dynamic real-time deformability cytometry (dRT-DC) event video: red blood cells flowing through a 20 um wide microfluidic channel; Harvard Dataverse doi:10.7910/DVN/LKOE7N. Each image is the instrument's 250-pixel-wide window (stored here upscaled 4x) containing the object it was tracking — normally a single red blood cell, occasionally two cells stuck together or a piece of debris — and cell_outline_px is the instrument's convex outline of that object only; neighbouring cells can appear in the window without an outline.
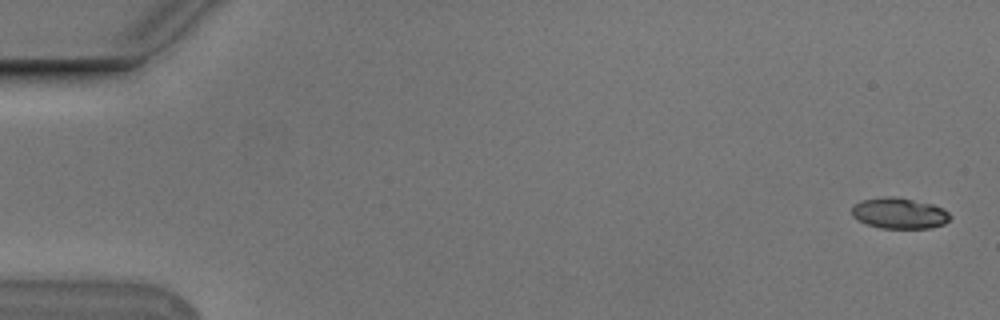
{"species": "Egyptian fruit bat (a non-hibernating species)", "species_latin": "Rousettus aegyptiacus", "temperature_condition": "cold", "stored_images_in_passage": 55, "camera_frame_rate_fps": 3000, "um_per_image_px": 0.085, "animal": {"sex": "male"}, "frame": {"image": 1, "passage_image": 2, "time_ms": 0.333, "image_size_px": [1000, 320], "cell_outline_px": [[952, 216], [944, 224], [928, 228], [880, 228], [868, 224], [852, 216], [852, 204], [860, 200], [884, 196], [896, 196], [932, 204], [944, 208]], "centroid_in_image_um": [76.43, 18.11], "position_along_channel_um": 8.6, "area_um2": 17.8}}
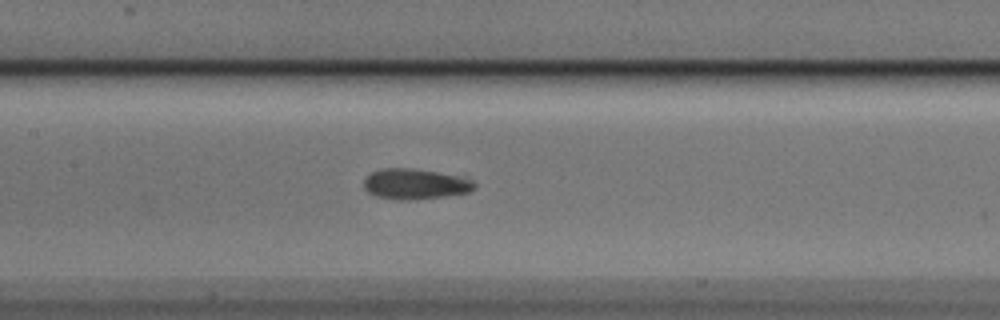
{"frame": {"image": 2, "passage_image": 27, "time_ms": 8.667, "image_size_px": [1000, 320], "cell_outline_px": [[476, 188], [472, 192], [444, 196], [408, 200], [396, 200], [376, 196], [368, 192], [364, 188], [364, 180], [372, 172], [380, 168], [408, 168], [468, 176], [476, 184]], "centroid_in_image_um": [35.35, 15.63], "position_along_channel_um": 172.0, "area_um2": 19.94}}
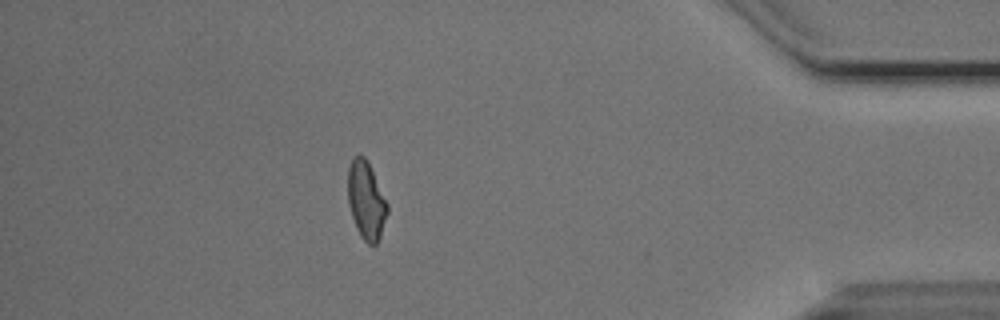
{"frame": {"image": 3, "passage_image": 49, "time_ms": 16.0, "image_size_px": [1000, 320], "cell_outline_px": [[388, 212], [380, 236], [376, 244], [368, 244], [360, 236], [356, 228], [348, 204], [348, 168], [352, 160], [356, 156], [364, 156], [368, 160], [388, 204]], "centroid_in_image_um": [31.13, 17.03], "position_along_channel_um": 404.1, "area_um2": 17.86}, "authors_computed_cell_mechanics": {"area_um2": 18.7272, "velocity_mm_per_s": 3.7665, "shape_relaxation_time_tau1_ms": 5.5391, "shape_relaxation_time_tau2_ms": 3.9067, "deformation_change_tau1": 0.1123, "deformation_change_tau2": 0.1015}}